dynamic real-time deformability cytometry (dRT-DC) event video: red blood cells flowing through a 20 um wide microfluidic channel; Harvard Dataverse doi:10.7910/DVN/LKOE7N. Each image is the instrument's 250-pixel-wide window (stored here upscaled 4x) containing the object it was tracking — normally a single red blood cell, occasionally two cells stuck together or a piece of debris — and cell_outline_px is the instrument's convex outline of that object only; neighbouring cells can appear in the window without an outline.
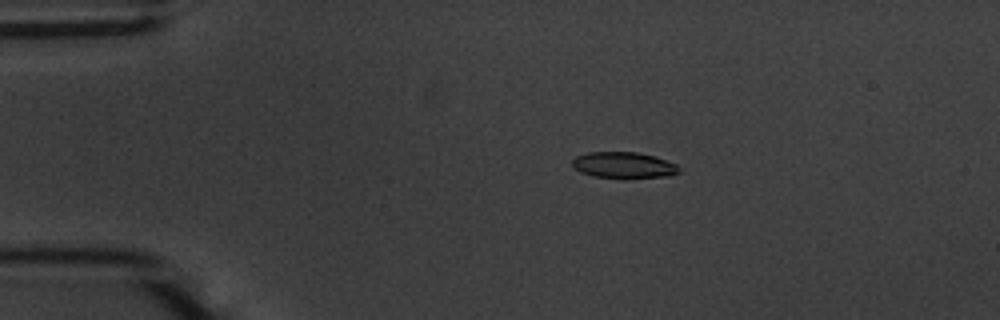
{"species": "common noctule bat (a hibernating species)", "species_latin": "Nyctalus noctula", "temperature_condition": "warm", "stored_images_in_passage": 51, "camera_frame_rate_fps": 3000, "um_per_image_px": 0.085, "animal": {"sex": "male", "body_mass_g": 20.1, "forearm_length_mm": 53.5}, "frame": {"image": 1, "passage_image": 7, "time_ms": 2.0, "image_size_px": [1000, 320], "cell_outline_px": [[680, 172], [672, 176], [624, 180], [592, 176], [580, 172], [572, 168], [572, 160], [576, 156], [588, 152], [636, 152], [652, 156], [676, 164], [680, 168]], "centroid_in_image_um": [53.0, 14.08], "position_along_channel_um": 32.0, "area_um2": 16.88}}
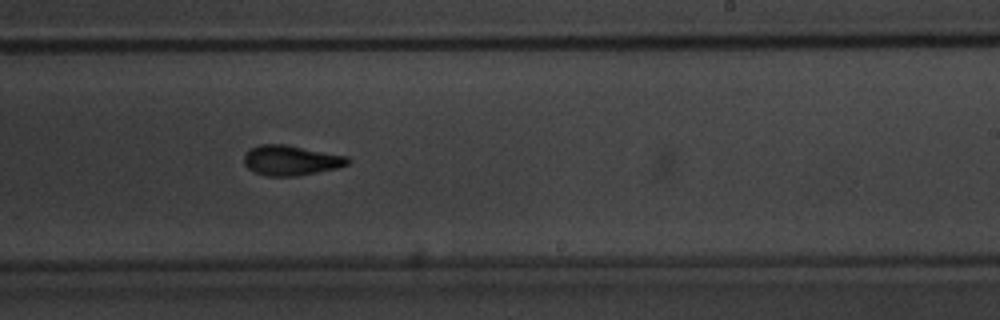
{"frame": {"image": 2, "passage_image": 30, "time_ms": 9.667, "image_size_px": [1000, 320], "cell_outline_px": [[352, 160], [348, 164], [336, 168], [296, 176], [268, 176], [256, 172], [248, 168], [244, 164], [244, 156], [248, 148], [260, 144], [284, 144], [348, 156]], "centroid_in_image_um": [24.72, 13.62], "position_along_channel_um": 264.3, "area_um2": 18.15}}
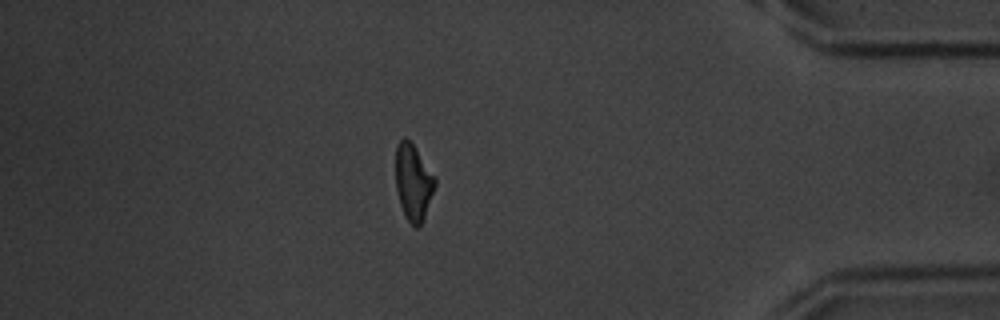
{"frame": {"image": 3, "passage_image": 44, "time_ms": 14.333, "image_size_px": [1000, 320], "cell_outline_px": [[436, 184], [424, 216], [420, 224], [416, 228], [404, 216], [400, 204], [396, 188], [396, 148], [400, 140], [404, 136], [412, 144], [436, 176]], "centroid_in_image_um": [35.12, 15.48], "position_along_channel_um": 400.1, "area_um2": 17.22}, "authors_computed_cell_mechanics": {"area_um2": 17.6868, "velocity_mm_per_s": 3.6766, "shape_relaxation_time_tau1_ms": 3.3109, "shape_relaxation_time_tau2_ms": 2.5895, "deformation_change_tau1": 0.1451, "deformation_change_tau2": 0.1006}}